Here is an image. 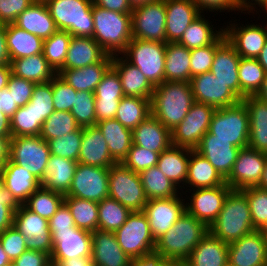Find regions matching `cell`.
Here are the masks:
<instances>
[{"label":"cell","instance_id":"2","mask_svg":"<svg viewBox=\"0 0 267 266\" xmlns=\"http://www.w3.org/2000/svg\"><path fill=\"white\" fill-rule=\"evenodd\" d=\"M194 102L190 82L164 81L154 88L151 114L172 131L185 118Z\"/></svg>","mask_w":267,"mask_h":266},{"label":"cell","instance_id":"32","mask_svg":"<svg viewBox=\"0 0 267 266\" xmlns=\"http://www.w3.org/2000/svg\"><path fill=\"white\" fill-rule=\"evenodd\" d=\"M133 144L155 151L163 152L171 143V131L152 114L132 130Z\"/></svg>","mask_w":267,"mask_h":266},{"label":"cell","instance_id":"11","mask_svg":"<svg viewBox=\"0 0 267 266\" xmlns=\"http://www.w3.org/2000/svg\"><path fill=\"white\" fill-rule=\"evenodd\" d=\"M216 109L210 105L194 102L185 118L171 131V143L194 150L208 132Z\"/></svg>","mask_w":267,"mask_h":266},{"label":"cell","instance_id":"73","mask_svg":"<svg viewBox=\"0 0 267 266\" xmlns=\"http://www.w3.org/2000/svg\"><path fill=\"white\" fill-rule=\"evenodd\" d=\"M11 137L12 136H0V161L3 164L9 159Z\"/></svg>","mask_w":267,"mask_h":266},{"label":"cell","instance_id":"34","mask_svg":"<svg viewBox=\"0 0 267 266\" xmlns=\"http://www.w3.org/2000/svg\"><path fill=\"white\" fill-rule=\"evenodd\" d=\"M223 184H226V180L214 166L196 150L190 149L187 179L184 189L211 188Z\"/></svg>","mask_w":267,"mask_h":266},{"label":"cell","instance_id":"36","mask_svg":"<svg viewBox=\"0 0 267 266\" xmlns=\"http://www.w3.org/2000/svg\"><path fill=\"white\" fill-rule=\"evenodd\" d=\"M14 24L43 40L58 30L46 3L39 2H33L17 17Z\"/></svg>","mask_w":267,"mask_h":266},{"label":"cell","instance_id":"5","mask_svg":"<svg viewBox=\"0 0 267 266\" xmlns=\"http://www.w3.org/2000/svg\"><path fill=\"white\" fill-rule=\"evenodd\" d=\"M46 5L58 30L72 36L93 37L92 0H48Z\"/></svg>","mask_w":267,"mask_h":266},{"label":"cell","instance_id":"38","mask_svg":"<svg viewBox=\"0 0 267 266\" xmlns=\"http://www.w3.org/2000/svg\"><path fill=\"white\" fill-rule=\"evenodd\" d=\"M109 148V153L116 163H122L132 144V130L124 127L115 118L96 123Z\"/></svg>","mask_w":267,"mask_h":266},{"label":"cell","instance_id":"65","mask_svg":"<svg viewBox=\"0 0 267 266\" xmlns=\"http://www.w3.org/2000/svg\"><path fill=\"white\" fill-rule=\"evenodd\" d=\"M13 262L16 266H52L48 254L34 250H26Z\"/></svg>","mask_w":267,"mask_h":266},{"label":"cell","instance_id":"21","mask_svg":"<svg viewBox=\"0 0 267 266\" xmlns=\"http://www.w3.org/2000/svg\"><path fill=\"white\" fill-rule=\"evenodd\" d=\"M190 84L194 100L214 107L215 109L230 107L241 100L211 72L196 75Z\"/></svg>","mask_w":267,"mask_h":266},{"label":"cell","instance_id":"78","mask_svg":"<svg viewBox=\"0 0 267 266\" xmlns=\"http://www.w3.org/2000/svg\"><path fill=\"white\" fill-rule=\"evenodd\" d=\"M258 62L264 68V71L267 73V41L263 49L261 50L259 56L257 57Z\"/></svg>","mask_w":267,"mask_h":266},{"label":"cell","instance_id":"26","mask_svg":"<svg viewBox=\"0 0 267 266\" xmlns=\"http://www.w3.org/2000/svg\"><path fill=\"white\" fill-rule=\"evenodd\" d=\"M78 163L103 168L116 164L109 153L104 136L96 125L83 127Z\"/></svg>","mask_w":267,"mask_h":266},{"label":"cell","instance_id":"33","mask_svg":"<svg viewBox=\"0 0 267 266\" xmlns=\"http://www.w3.org/2000/svg\"><path fill=\"white\" fill-rule=\"evenodd\" d=\"M112 55H107L101 62L80 69L58 70L57 74L76 91H95L102 77L112 66Z\"/></svg>","mask_w":267,"mask_h":266},{"label":"cell","instance_id":"60","mask_svg":"<svg viewBox=\"0 0 267 266\" xmlns=\"http://www.w3.org/2000/svg\"><path fill=\"white\" fill-rule=\"evenodd\" d=\"M0 242L12 262L27 250L26 238L14 225L0 233Z\"/></svg>","mask_w":267,"mask_h":266},{"label":"cell","instance_id":"13","mask_svg":"<svg viewBox=\"0 0 267 266\" xmlns=\"http://www.w3.org/2000/svg\"><path fill=\"white\" fill-rule=\"evenodd\" d=\"M52 236L51 265L62 260L92 257V232L81 228L50 230Z\"/></svg>","mask_w":267,"mask_h":266},{"label":"cell","instance_id":"58","mask_svg":"<svg viewBox=\"0 0 267 266\" xmlns=\"http://www.w3.org/2000/svg\"><path fill=\"white\" fill-rule=\"evenodd\" d=\"M95 99H122L124 92L117 71L111 66L97 85Z\"/></svg>","mask_w":267,"mask_h":266},{"label":"cell","instance_id":"51","mask_svg":"<svg viewBox=\"0 0 267 266\" xmlns=\"http://www.w3.org/2000/svg\"><path fill=\"white\" fill-rule=\"evenodd\" d=\"M41 124L37 122V118L30 103L18 109L10 117L11 136H36L40 134Z\"/></svg>","mask_w":267,"mask_h":266},{"label":"cell","instance_id":"41","mask_svg":"<svg viewBox=\"0 0 267 266\" xmlns=\"http://www.w3.org/2000/svg\"><path fill=\"white\" fill-rule=\"evenodd\" d=\"M190 50L178 42L166 44L165 81L190 82Z\"/></svg>","mask_w":267,"mask_h":266},{"label":"cell","instance_id":"18","mask_svg":"<svg viewBox=\"0 0 267 266\" xmlns=\"http://www.w3.org/2000/svg\"><path fill=\"white\" fill-rule=\"evenodd\" d=\"M266 160V153L249 147L240 149L226 184L232 190L259 186Z\"/></svg>","mask_w":267,"mask_h":266},{"label":"cell","instance_id":"53","mask_svg":"<svg viewBox=\"0 0 267 266\" xmlns=\"http://www.w3.org/2000/svg\"><path fill=\"white\" fill-rule=\"evenodd\" d=\"M82 135L83 127H79L72 133L48 140L47 143L51 154L78 162Z\"/></svg>","mask_w":267,"mask_h":266},{"label":"cell","instance_id":"56","mask_svg":"<svg viewBox=\"0 0 267 266\" xmlns=\"http://www.w3.org/2000/svg\"><path fill=\"white\" fill-rule=\"evenodd\" d=\"M224 39L225 34L223 33L213 44L190 50L191 78L199 74L210 72L216 48Z\"/></svg>","mask_w":267,"mask_h":266},{"label":"cell","instance_id":"74","mask_svg":"<svg viewBox=\"0 0 267 266\" xmlns=\"http://www.w3.org/2000/svg\"><path fill=\"white\" fill-rule=\"evenodd\" d=\"M56 266H94L91 258H72L62 260Z\"/></svg>","mask_w":267,"mask_h":266},{"label":"cell","instance_id":"80","mask_svg":"<svg viewBox=\"0 0 267 266\" xmlns=\"http://www.w3.org/2000/svg\"><path fill=\"white\" fill-rule=\"evenodd\" d=\"M258 187L263 188V189H267V160L265 162L262 178L260 180Z\"/></svg>","mask_w":267,"mask_h":266},{"label":"cell","instance_id":"67","mask_svg":"<svg viewBox=\"0 0 267 266\" xmlns=\"http://www.w3.org/2000/svg\"><path fill=\"white\" fill-rule=\"evenodd\" d=\"M121 99H95L96 123L114 119Z\"/></svg>","mask_w":267,"mask_h":266},{"label":"cell","instance_id":"25","mask_svg":"<svg viewBox=\"0 0 267 266\" xmlns=\"http://www.w3.org/2000/svg\"><path fill=\"white\" fill-rule=\"evenodd\" d=\"M94 266H130L131 258L118 244L114 232H92V257Z\"/></svg>","mask_w":267,"mask_h":266},{"label":"cell","instance_id":"10","mask_svg":"<svg viewBox=\"0 0 267 266\" xmlns=\"http://www.w3.org/2000/svg\"><path fill=\"white\" fill-rule=\"evenodd\" d=\"M50 155L48 143L40 135L10 139L9 160L28 170L40 181L46 174Z\"/></svg>","mask_w":267,"mask_h":266},{"label":"cell","instance_id":"27","mask_svg":"<svg viewBox=\"0 0 267 266\" xmlns=\"http://www.w3.org/2000/svg\"><path fill=\"white\" fill-rule=\"evenodd\" d=\"M107 55L92 37L72 36L65 63L59 70L80 69L101 62Z\"/></svg>","mask_w":267,"mask_h":266},{"label":"cell","instance_id":"79","mask_svg":"<svg viewBox=\"0 0 267 266\" xmlns=\"http://www.w3.org/2000/svg\"><path fill=\"white\" fill-rule=\"evenodd\" d=\"M12 261L9 259L0 242V266H8Z\"/></svg>","mask_w":267,"mask_h":266},{"label":"cell","instance_id":"30","mask_svg":"<svg viewBox=\"0 0 267 266\" xmlns=\"http://www.w3.org/2000/svg\"><path fill=\"white\" fill-rule=\"evenodd\" d=\"M112 67L119 74L124 96L151 99L155 87L138 67L133 66L121 55H113Z\"/></svg>","mask_w":267,"mask_h":266},{"label":"cell","instance_id":"37","mask_svg":"<svg viewBox=\"0 0 267 266\" xmlns=\"http://www.w3.org/2000/svg\"><path fill=\"white\" fill-rule=\"evenodd\" d=\"M77 164L78 162L72 159L51 154L41 186L66 195L71 187Z\"/></svg>","mask_w":267,"mask_h":266},{"label":"cell","instance_id":"31","mask_svg":"<svg viewBox=\"0 0 267 266\" xmlns=\"http://www.w3.org/2000/svg\"><path fill=\"white\" fill-rule=\"evenodd\" d=\"M249 114L248 147L267 154V102L251 95L241 100Z\"/></svg>","mask_w":267,"mask_h":266},{"label":"cell","instance_id":"35","mask_svg":"<svg viewBox=\"0 0 267 266\" xmlns=\"http://www.w3.org/2000/svg\"><path fill=\"white\" fill-rule=\"evenodd\" d=\"M189 158V148L171 144L159 154L157 162V167L181 190V193L184 192L183 189L187 179Z\"/></svg>","mask_w":267,"mask_h":266},{"label":"cell","instance_id":"39","mask_svg":"<svg viewBox=\"0 0 267 266\" xmlns=\"http://www.w3.org/2000/svg\"><path fill=\"white\" fill-rule=\"evenodd\" d=\"M10 60L43 53V39L19 28L14 23L5 24Z\"/></svg>","mask_w":267,"mask_h":266},{"label":"cell","instance_id":"48","mask_svg":"<svg viewBox=\"0 0 267 266\" xmlns=\"http://www.w3.org/2000/svg\"><path fill=\"white\" fill-rule=\"evenodd\" d=\"M65 195L40 186L23 204L33 213L49 220L64 203Z\"/></svg>","mask_w":267,"mask_h":266},{"label":"cell","instance_id":"28","mask_svg":"<svg viewBox=\"0 0 267 266\" xmlns=\"http://www.w3.org/2000/svg\"><path fill=\"white\" fill-rule=\"evenodd\" d=\"M1 183L21 205L41 186V181L38 178L9 159L4 163Z\"/></svg>","mask_w":267,"mask_h":266},{"label":"cell","instance_id":"23","mask_svg":"<svg viewBox=\"0 0 267 266\" xmlns=\"http://www.w3.org/2000/svg\"><path fill=\"white\" fill-rule=\"evenodd\" d=\"M241 57L226 38L217 46L210 72L240 99L239 61Z\"/></svg>","mask_w":267,"mask_h":266},{"label":"cell","instance_id":"66","mask_svg":"<svg viewBox=\"0 0 267 266\" xmlns=\"http://www.w3.org/2000/svg\"><path fill=\"white\" fill-rule=\"evenodd\" d=\"M75 227L70 209L65 203H63L57 212L49 219L50 230H64Z\"/></svg>","mask_w":267,"mask_h":266},{"label":"cell","instance_id":"70","mask_svg":"<svg viewBox=\"0 0 267 266\" xmlns=\"http://www.w3.org/2000/svg\"><path fill=\"white\" fill-rule=\"evenodd\" d=\"M18 109L12 94H9L8 89L0 91V112L6 114L9 118Z\"/></svg>","mask_w":267,"mask_h":266},{"label":"cell","instance_id":"77","mask_svg":"<svg viewBox=\"0 0 267 266\" xmlns=\"http://www.w3.org/2000/svg\"><path fill=\"white\" fill-rule=\"evenodd\" d=\"M254 96L267 102V73L264 76V80L261 84L260 89L257 91V93Z\"/></svg>","mask_w":267,"mask_h":266},{"label":"cell","instance_id":"19","mask_svg":"<svg viewBox=\"0 0 267 266\" xmlns=\"http://www.w3.org/2000/svg\"><path fill=\"white\" fill-rule=\"evenodd\" d=\"M185 198L181 193L175 197L147 201L142 212L147 217L150 231L155 240L166 233L186 211Z\"/></svg>","mask_w":267,"mask_h":266},{"label":"cell","instance_id":"1","mask_svg":"<svg viewBox=\"0 0 267 266\" xmlns=\"http://www.w3.org/2000/svg\"><path fill=\"white\" fill-rule=\"evenodd\" d=\"M209 228L186 211L164 234L156 239L154 254L182 264Z\"/></svg>","mask_w":267,"mask_h":266},{"label":"cell","instance_id":"71","mask_svg":"<svg viewBox=\"0 0 267 266\" xmlns=\"http://www.w3.org/2000/svg\"><path fill=\"white\" fill-rule=\"evenodd\" d=\"M9 51L6 41L5 25H0V65H10Z\"/></svg>","mask_w":267,"mask_h":266},{"label":"cell","instance_id":"62","mask_svg":"<svg viewBox=\"0 0 267 266\" xmlns=\"http://www.w3.org/2000/svg\"><path fill=\"white\" fill-rule=\"evenodd\" d=\"M35 85V82L23 79L11 73L6 89L9 90V94H12L17 106L22 107L30 101Z\"/></svg>","mask_w":267,"mask_h":266},{"label":"cell","instance_id":"47","mask_svg":"<svg viewBox=\"0 0 267 266\" xmlns=\"http://www.w3.org/2000/svg\"><path fill=\"white\" fill-rule=\"evenodd\" d=\"M240 100L255 95L260 89L266 72L257 58L241 57L239 61Z\"/></svg>","mask_w":267,"mask_h":266},{"label":"cell","instance_id":"7","mask_svg":"<svg viewBox=\"0 0 267 266\" xmlns=\"http://www.w3.org/2000/svg\"><path fill=\"white\" fill-rule=\"evenodd\" d=\"M249 114L242 101L238 104L216 109L212 115L208 132L212 139L229 140L241 149L248 147Z\"/></svg>","mask_w":267,"mask_h":266},{"label":"cell","instance_id":"8","mask_svg":"<svg viewBox=\"0 0 267 266\" xmlns=\"http://www.w3.org/2000/svg\"><path fill=\"white\" fill-rule=\"evenodd\" d=\"M114 233L119 246L131 259L154 254L156 240L142 211H132L125 223Z\"/></svg>","mask_w":267,"mask_h":266},{"label":"cell","instance_id":"17","mask_svg":"<svg viewBox=\"0 0 267 266\" xmlns=\"http://www.w3.org/2000/svg\"><path fill=\"white\" fill-rule=\"evenodd\" d=\"M236 21L238 20H230L227 26L223 24L226 40L234 47L240 57L257 58L267 41V23L266 25L261 23V26L260 23L255 25L247 22L248 25L245 23V26Z\"/></svg>","mask_w":267,"mask_h":266},{"label":"cell","instance_id":"72","mask_svg":"<svg viewBox=\"0 0 267 266\" xmlns=\"http://www.w3.org/2000/svg\"><path fill=\"white\" fill-rule=\"evenodd\" d=\"M239 10L241 11L242 14L248 13H253L255 12L256 9L263 3L264 0H236ZM257 5V6H256ZM246 11V12H243ZM248 11V12H247Z\"/></svg>","mask_w":267,"mask_h":266},{"label":"cell","instance_id":"61","mask_svg":"<svg viewBox=\"0 0 267 266\" xmlns=\"http://www.w3.org/2000/svg\"><path fill=\"white\" fill-rule=\"evenodd\" d=\"M20 206L13 194L0 183V233L13 226L14 213Z\"/></svg>","mask_w":267,"mask_h":266},{"label":"cell","instance_id":"57","mask_svg":"<svg viewBox=\"0 0 267 266\" xmlns=\"http://www.w3.org/2000/svg\"><path fill=\"white\" fill-rule=\"evenodd\" d=\"M159 153L132 144L122 164L135 173H140L150 167L157 166Z\"/></svg>","mask_w":267,"mask_h":266},{"label":"cell","instance_id":"24","mask_svg":"<svg viewBox=\"0 0 267 266\" xmlns=\"http://www.w3.org/2000/svg\"><path fill=\"white\" fill-rule=\"evenodd\" d=\"M166 43L178 42L183 32L201 14L191 0H164Z\"/></svg>","mask_w":267,"mask_h":266},{"label":"cell","instance_id":"20","mask_svg":"<svg viewBox=\"0 0 267 266\" xmlns=\"http://www.w3.org/2000/svg\"><path fill=\"white\" fill-rule=\"evenodd\" d=\"M228 263L232 266H267V236L255 230L228 244Z\"/></svg>","mask_w":267,"mask_h":266},{"label":"cell","instance_id":"44","mask_svg":"<svg viewBox=\"0 0 267 266\" xmlns=\"http://www.w3.org/2000/svg\"><path fill=\"white\" fill-rule=\"evenodd\" d=\"M150 115L151 99L124 96L119 102L115 119L133 130Z\"/></svg>","mask_w":267,"mask_h":266},{"label":"cell","instance_id":"29","mask_svg":"<svg viewBox=\"0 0 267 266\" xmlns=\"http://www.w3.org/2000/svg\"><path fill=\"white\" fill-rule=\"evenodd\" d=\"M228 244L208 231L191 251L183 266H226Z\"/></svg>","mask_w":267,"mask_h":266},{"label":"cell","instance_id":"63","mask_svg":"<svg viewBox=\"0 0 267 266\" xmlns=\"http://www.w3.org/2000/svg\"><path fill=\"white\" fill-rule=\"evenodd\" d=\"M32 3L33 0H0V23H14Z\"/></svg>","mask_w":267,"mask_h":266},{"label":"cell","instance_id":"4","mask_svg":"<svg viewBox=\"0 0 267 266\" xmlns=\"http://www.w3.org/2000/svg\"><path fill=\"white\" fill-rule=\"evenodd\" d=\"M93 39L109 54L120 55L132 40L131 14L93 5Z\"/></svg>","mask_w":267,"mask_h":266},{"label":"cell","instance_id":"43","mask_svg":"<svg viewBox=\"0 0 267 266\" xmlns=\"http://www.w3.org/2000/svg\"><path fill=\"white\" fill-rule=\"evenodd\" d=\"M145 196L148 200L175 197L181 190L157 167L139 173Z\"/></svg>","mask_w":267,"mask_h":266},{"label":"cell","instance_id":"46","mask_svg":"<svg viewBox=\"0 0 267 266\" xmlns=\"http://www.w3.org/2000/svg\"><path fill=\"white\" fill-rule=\"evenodd\" d=\"M131 210L111 197L98 203V230L115 232L127 220Z\"/></svg>","mask_w":267,"mask_h":266},{"label":"cell","instance_id":"55","mask_svg":"<svg viewBox=\"0 0 267 266\" xmlns=\"http://www.w3.org/2000/svg\"><path fill=\"white\" fill-rule=\"evenodd\" d=\"M247 197L255 230H261L267 223V189L249 187L241 190Z\"/></svg>","mask_w":267,"mask_h":266},{"label":"cell","instance_id":"22","mask_svg":"<svg viewBox=\"0 0 267 266\" xmlns=\"http://www.w3.org/2000/svg\"><path fill=\"white\" fill-rule=\"evenodd\" d=\"M241 148L234 146L229 140L212 139L207 132L194 149L205 157L226 180L231 173Z\"/></svg>","mask_w":267,"mask_h":266},{"label":"cell","instance_id":"45","mask_svg":"<svg viewBox=\"0 0 267 266\" xmlns=\"http://www.w3.org/2000/svg\"><path fill=\"white\" fill-rule=\"evenodd\" d=\"M64 203L70 209L77 228L90 232L98 230V203L77 197L65 196Z\"/></svg>","mask_w":267,"mask_h":266},{"label":"cell","instance_id":"59","mask_svg":"<svg viewBox=\"0 0 267 266\" xmlns=\"http://www.w3.org/2000/svg\"><path fill=\"white\" fill-rule=\"evenodd\" d=\"M76 90L58 74L52 79V93L55 111H71Z\"/></svg>","mask_w":267,"mask_h":266},{"label":"cell","instance_id":"12","mask_svg":"<svg viewBox=\"0 0 267 266\" xmlns=\"http://www.w3.org/2000/svg\"><path fill=\"white\" fill-rule=\"evenodd\" d=\"M131 23L132 38L166 43V8L164 0L133 8Z\"/></svg>","mask_w":267,"mask_h":266},{"label":"cell","instance_id":"64","mask_svg":"<svg viewBox=\"0 0 267 266\" xmlns=\"http://www.w3.org/2000/svg\"><path fill=\"white\" fill-rule=\"evenodd\" d=\"M199 9V11L201 13H204V11H206V13L209 12H215L217 13L219 11V13L221 14V12H235L239 11V7L237 4L236 0H191ZM227 10V11H226ZM231 10V11H230ZM217 11V12H216Z\"/></svg>","mask_w":267,"mask_h":266},{"label":"cell","instance_id":"69","mask_svg":"<svg viewBox=\"0 0 267 266\" xmlns=\"http://www.w3.org/2000/svg\"><path fill=\"white\" fill-rule=\"evenodd\" d=\"M92 2L93 5L124 14H131L133 10L128 0H92Z\"/></svg>","mask_w":267,"mask_h":266},{"label":"cell","instance_id":"40","mask_svg":"<svg viewBox=\"0 0 267 266\" xmlns=\"http://www.w3.org/2000/svg\"><path fill=\"white\" fill-rule=\"evenodd\" d=\"M10 66L12 74L36 84L50 82L57 75L43 53L11 60Z\"/></svg>","mask_w":267,"mask_h":266},{"label":"cell","instance_id":"76","mask_svg":"<svg viewBox=\"0 0 267 266\" xmlns=\"http://www.w3.org/2000/svg\"><path fill=\"white\" fill-rule=\"evenodd\" d=\"M10 74H11L10 65H0V91L7 88V83Z\"/></svg>","mask_w":267,"mask_h":266},{"label":"cell","instance_id":"9","mask_svg":"<svg viewBox=\"0 0 267 266\" xmlns=\"http://www.w3.org/2000/svg\"><path fill=\"white\" fill-rule=\"evenodd\" d=\"M109 197L115 199L131 211H143L148 199L145 196L139 173H135L122 163L109 168Z\"/></svg>","mask_w":267,"mask_h":266},{"label":"cell","instance_id":"14","mask_svg":"<svg viewBox=\"0 0 267 266\" xmlns=\"http://www.w3.org/2000/svg\"><path fill=\"white\" fill-rule=\"evenodd\" d=\"M109 168L78 163L71 187L65 196L99 203L109 197Z\"/></svg>","mask_w":267,"mask_h":266},{"label":"cell","instance_id":"3","mask_svg":"<svg viewBox=\"0 0 267 266\" xmlns=\"http://www.w3.org/2000/svg\"><path fill=\"white\" fill-rule=\"evenodd\" d=\"M208 228L227 244L255 231L246 195L241 190H231L217 219Z\"/></svg>","mask_w":267,"mask_h":266},{"label":"cell","instance_id":"54","mask_svg":"<svg viewBox=\"0 0 267 266\" xmlns=\"http://www.w3.org/2000/svg\"><path fill=\"white\" fill-rule=\"evenodd\" d=\"M95 94L89 91H77L71 114L80 127L95 126Z\"/></svg>","mask_w":267,"mask_h":266},{"label":"cell","instance_id":"68","mask_svg":"<svg viewBox=\"0 0 267 266\" xmlns=\"http://www.w3.org/2000/svg\"><path fill=\"white\" fill-rule=\"evenodd\" d=\"M130 266H183V264L179 261L165 259L153 254L143 258L132 259Z\"/></svg>","mask_w":267,"mask_h":266},{"label":"cell","instance_id":"75","mask_svg":"<svg viewBox=\"0 0 267 266\" xmlns=\"http://www.w3.org/2000/svg\"><path fill=\"white\" fill-rule=\"evenodd\" d=\"M0 136H11L10 118L0 112Z\"/></svg>","mask_w":267,"mask_h":266},{"label":"cell","instance_id":"49","mask_svg":"<svg viewBox=\"0 0 267 266\" xmlns=\"http://www.w3.org/2000/svg\"><path fill=\"white\" fill-rule=\"evenodd\" d=\"M71 38L67 31L57 30L43 41L44 57L56 72L65 63Z\"/></svg>","mask_w":267,"mask_h":266},{"label":"cell","instance_id":"52","mask_svg":"<svg viewBox=\"0 0 267 266\" xmlns=\"http://www.w3.org/2000/svg\"><path fill=\"white\" fill-rule=\"evenodd\" d=\"M37 122L41 125L55 111L52 93V80L47 83H38L34 86L32 97L29 101Z\"/></svg>","mask_w":267,"mask_h":266},{"label":"cell","instance_id":"16","mask_svg":"<svg viewBox=\"0 0 267 266\" xmlns=\"http://www.w3.org/2000/svg\"><path fill=\"white\" fill-rule=\"evenodd\" d=\"M13 225L26 238L27 250L52 253V236L49 220L21 205L14 213Z\"/></svg>","mask_w":267,"mask_h":266},{"label":"cell","instance_id":"50","mask_svg":"<svg viewBox=\"0 0 267 266\" xmlns=\"http://www.w3.org/2000/svg\"><path fill=\"white\" fill-rule=\"evenodd\" d=\"M79 127L70 111H54L42 124L39 135L47 142L72 133Z\"/></svg>","mask_w":267,"mask_h":266},{"label":"cell","instance_id":"42","mask_svg":"<svg viewBox=\"0 0 267 266\" xmlns=\"http://www.w3.org/2000/svg\"><path fill=\"white\" fill-rule=\"evenodd\" d=\"M209 19L201 13L183 32L178 43L184 45L187 49L192 50L213 44L223 33V27L217 30L211 25Z\"/></svg>","mask_w":267,"mask_h":266},{"label":"cell","instance_id":"6","mask_svg":"<svg viewBox=\"0 0 267 266\" xmlns=\"http://www.w3.org/2000/svg\"><path fill=\"white\" fill-rule=\"evenodd\" d=\"M166 44L132 38L120 55L133 66L138 67L155 87L165 81Z\"/></svg>","mask_w":267,"mask_h":266},{"label":"cell","instance_id":"15","mask_svg":"<svg viewBox=\"0 0 267 266\" xmlns=\"http://www.w3.org/2000/svg\"><path fill=\"white\" fill-rule=\"evenodd\" d=\"M231 190L227 184H223L211 188L189 190L190 196L183 192L187 197V201H185L186 212L209 227L217 219L224 200Z\"/></svg>","mask_w":267,"mask_h":266}]
</instances>
